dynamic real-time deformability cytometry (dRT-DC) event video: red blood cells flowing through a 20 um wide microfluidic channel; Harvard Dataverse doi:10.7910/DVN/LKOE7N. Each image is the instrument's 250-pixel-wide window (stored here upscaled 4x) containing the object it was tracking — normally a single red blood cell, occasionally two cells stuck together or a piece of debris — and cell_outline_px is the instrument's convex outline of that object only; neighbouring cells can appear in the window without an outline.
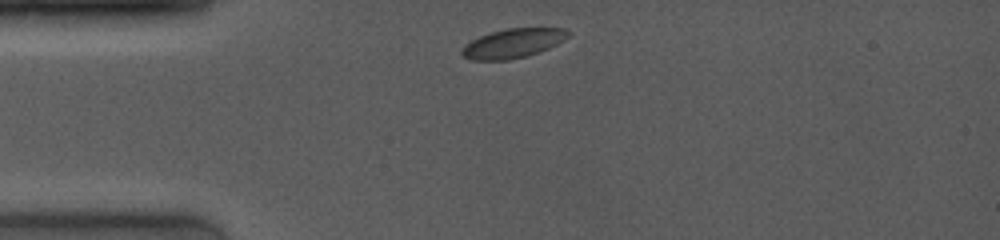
{"species": "common noctule bat (a hibernating species)", "species_latin": "Nyctalus noctula", "temperature_condition": "room temperature", "stored_images_in_passage": 3, "camera_frame_rate_fps": 4000, "um_per_image_px": 0.085, "animal": {"sex": "female", "body_mass_g": 19.0, "forearm_length_mm": 53.3}, "frame": {"image": 1, "passage_image": 1, "time_ms": 0.0, "image_size_px": [1000, 240], "cell_outline_px": [[572, 32], [564, 40], [548, 48], [528, 56], [508, 60], [472, 60], [464, 56], [460, 52], [460, 48], [464, 44], [480, 36], [504, 28], [564, 28]], "centroid_in_image_um": [43.59, 3.68], "position_along_channel_um": 41.4, "area_um2": 18.21}}